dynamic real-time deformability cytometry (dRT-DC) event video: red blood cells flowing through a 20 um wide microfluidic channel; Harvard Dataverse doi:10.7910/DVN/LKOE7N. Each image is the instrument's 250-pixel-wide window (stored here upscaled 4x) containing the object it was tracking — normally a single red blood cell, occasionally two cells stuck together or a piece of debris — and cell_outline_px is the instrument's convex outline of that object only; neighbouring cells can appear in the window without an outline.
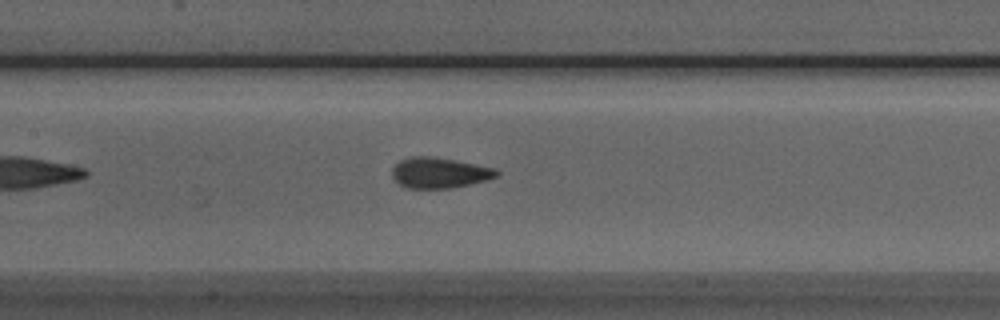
{"species": "Egyptian fruit bat (a non-hibernating species)", "species_latin": "Rousettus aegyptiacus", "temperature_condition": "room temperature", "stored_images_in_passage": 31, "camera_frame_rate_fps": 3000, "um_per_image_px": 0.085, "animal": {"sex": "male"}, "frame": {"image": 1, "passage_image": 10, "time_ms": 3.0, "image_size_px": [1000, 320], "cell_outline_px": [[500, 176], [452, 188], [404, 188], [392, 176], [392, 168], [400, 160], [412, 156], [432, 156], [492, 168], [500, 172]], "centroid_in_image_um": [37.3, 14.69], "position_along_channel_um": 170.1, "area_um2": 18.32}}
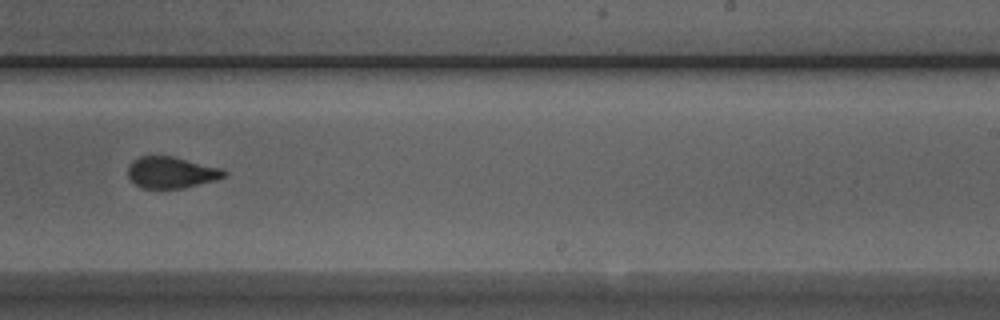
{"frame": {"image": 2, "passage_image": 18, "time_ms": 5.667, "image_size_px": [1000, 320], "cell_outline_px": [[228, 176], [216, 180], [184, 188], [144, 188], [136, 184], [128, 176], [128, 164], [132, 160], [140, 156], [176, 156], [224, 168], [228, 172]], "centroid_in_image_um": [14.63, 14.64], "position_along_channel_um": 274.4, "area_um2": 17.98}}
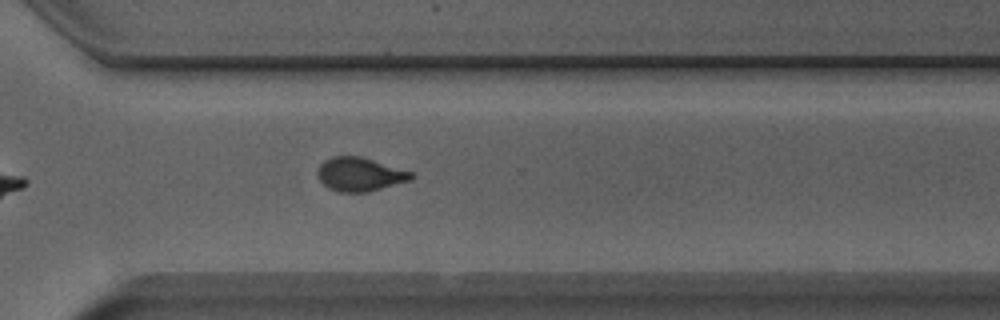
{"frame": {"image": 3, "passage_image": 23, "time_ms": 7.333, "image_size_px": [1000, 320], "cell_outline_px": [[416, 176], [412, 180], [368, 192], [340, 192], [328, 188], [320, 180], [316, 172], [320, 164], [324, 160], [332, 156], [360, 156], [412, 172]], "centroid_in_image_um": [30.59, 14.82], "position_along_channel_um": 340.0, "area_um2": 18.44}, "authors_computed_cell_mechanics": {"area_um2": 18.3226, "velocity_mm_per_s": 3.9367, "shape_relaxation_time_tau1_ms": 5.7382, "shape_relaxation_time_tau2_ms": 0.8652, "deformation_change_tau1": 0.1536, "deformation_change_tau2": 0.0549}}